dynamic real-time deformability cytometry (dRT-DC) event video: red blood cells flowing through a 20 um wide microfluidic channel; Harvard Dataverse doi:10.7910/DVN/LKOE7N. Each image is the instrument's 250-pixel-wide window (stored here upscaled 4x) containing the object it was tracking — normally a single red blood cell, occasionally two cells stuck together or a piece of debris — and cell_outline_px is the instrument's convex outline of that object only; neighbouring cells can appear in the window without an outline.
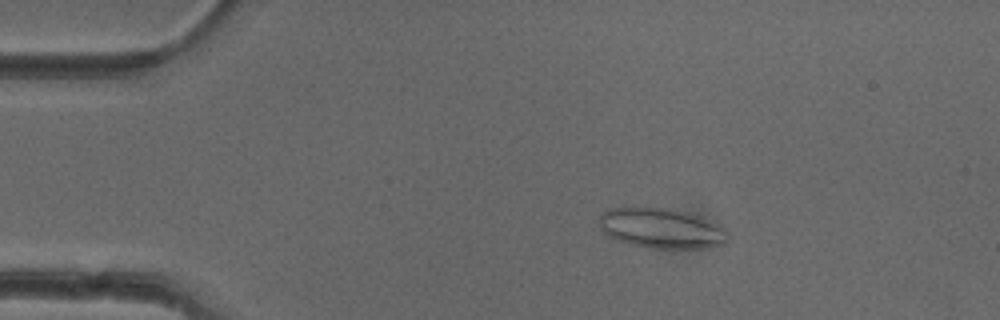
{"species": "common noctule bat (a hibernating species)", "species_latin": "Nyctalus noctula", "temperature_condition": "cold", "stored_images_in_passage": 44, "camera_frame_rate_fps": 3000, "um_per_image_px": 0.085, "animal": {"sex": "female"}, "frame": {"image": 1, "passage_image": 2, "time_ms": 0.333, "image_size_px": [1000, 320], "cell_outline_px": [[728, 240], [724, 244], [700, 248], [652, 248], [632, 244], [616, 240], [608, 236], [600, 228], [600, 212], [608, 208], [672, 208], [688, 212], [724, 228], [728, 232]], "centroid_in_image_um": [56.19, 19.4], "position_along_channel_um": 28.8, "area_um2": 29.88}}
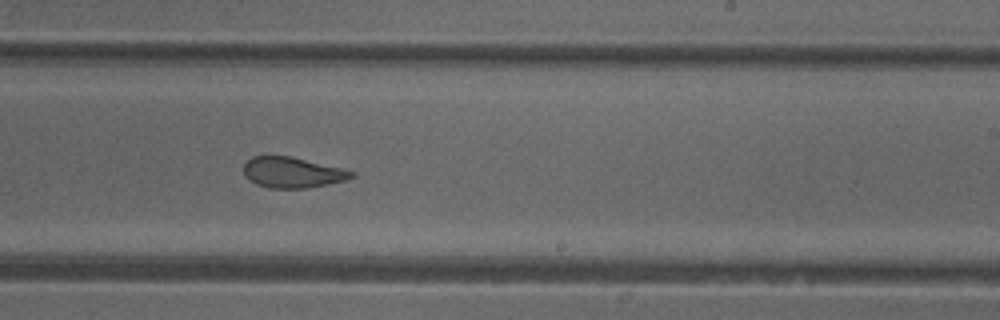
{"frame": {"image": 2, "passage_image": 24, "time_ms": 7.667, "image_size_px": [1000, 320], "cell_outline_px": [[356, 176], [344, 180], [308, 188], [268, 188], [256, 184], [244, 176], [244, 164], [252, 156], [292, 156], [344, 168], [356, 172]], "centroid_in_image_um": [24.87, 14.65], "position_along_channel_um": 264.1, "area_um2": 19.42}}
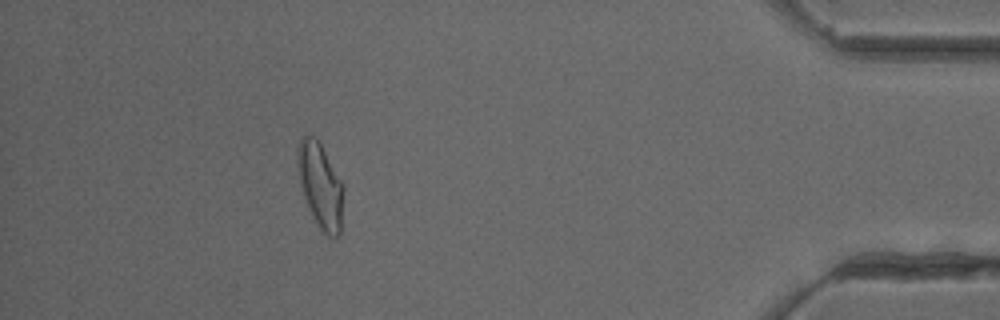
{"frame": {"image": 3, "passage_image": 39, "time_ms": 12.667, "image_size_px": [1000, 320], "cell_outline_px": [[344, 188], [340, 236], [328, 236], [320, 228], [312, 216], [308, 208], [300, 184], [296, 164], [296, 148], [300, 136], [312, 136], [320, 144], [344, 184]], "centroid_in_image_um": [27.22, 15.76], "position_along_channel_um": 408.0, "area_um2": 22.89}, "authors_computed_cell_mechanics": {"area_um2": 21.2704, "velocity_mm_per_s": 3.9987, "shape_relaxation_time_tau1_ms": null, "shape_relaxation_time_tau2_ms": 1.6759, "deformation_change_tau1": null, "deformation_change_tau2": 0.0902}}